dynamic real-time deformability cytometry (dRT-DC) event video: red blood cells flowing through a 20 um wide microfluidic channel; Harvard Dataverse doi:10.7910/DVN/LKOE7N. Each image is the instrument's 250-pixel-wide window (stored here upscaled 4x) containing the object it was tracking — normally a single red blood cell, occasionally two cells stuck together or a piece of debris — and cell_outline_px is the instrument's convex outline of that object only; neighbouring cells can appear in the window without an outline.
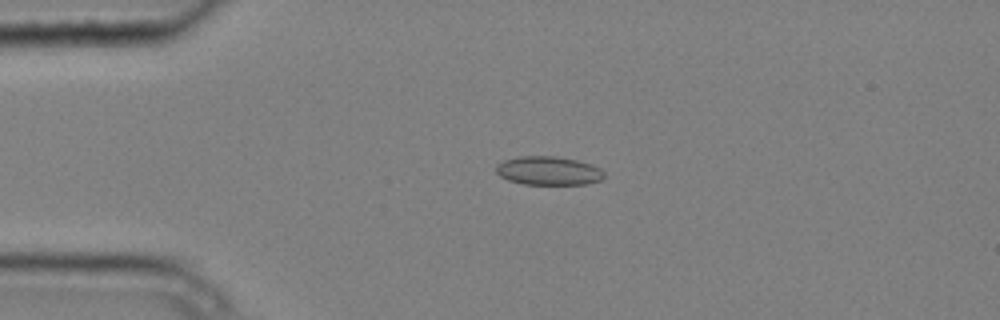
{"species": "common noctule bat (a hibernating species)", "species_latin": "Nyctalus noctula", "temperature_condition": "cold", "stored_images_in_passage": 4, "camera_frame_rate_fps": 3000, "um_per_image_px": 0.085, "animal": {"sex": "male", "body_mass_g": 20.4}, "frame": {"image": 1, "passage_image": 2, "time_ms": 0.333, "image_size_px": [1000, 320], "cell_outline_px": [[604, 176], [600, 180], [588, 184], [524, 184], [508, 180], [500, 176], [496, 172], [496, 164], [504, 160], [520, 156], [556, 156], [576, 160], [592, 164], [600, 168], [604, 172]], "centroid_in_image_um": [46.62, 14.51], "position_along_channel_um": 38.4, "area_um2": 18.09}}
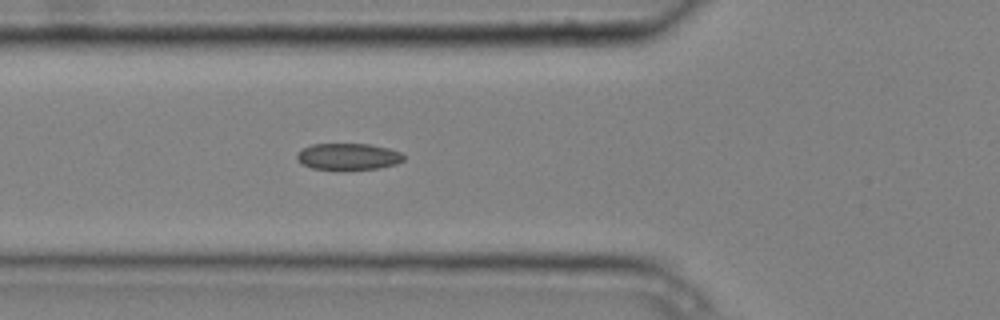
{"frame": {"image": 2, "passage_image": 4, "time_ms": 1.0, "image_size_px": [1000, 320], "cell_outline_px": [[404, 160], [396, 164], [376, 168], [312, 168], [300, 164], [296, 156], [296, 152], [312, 144], [368, 144], [388, 148], [400, 152], [404, 156]], "centroid_in_image_um": [29.57, 13.28], "position_along_channel_um": 96.2, "area_um2": 16.13}}